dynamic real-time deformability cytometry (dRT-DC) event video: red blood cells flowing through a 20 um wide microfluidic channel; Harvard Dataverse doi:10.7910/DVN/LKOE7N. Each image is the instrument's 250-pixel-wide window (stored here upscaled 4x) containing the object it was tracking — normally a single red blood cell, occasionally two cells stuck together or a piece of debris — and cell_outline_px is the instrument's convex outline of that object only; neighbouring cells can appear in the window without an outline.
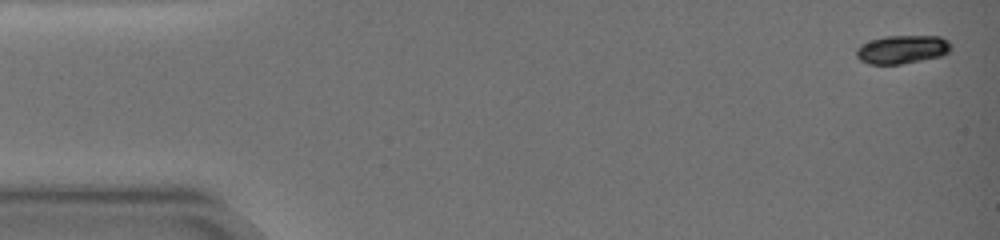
{"species": "common noctule bat (a hibernating species)", "species_latin": "Nyctalus noctula", "temperature_condition": "warm", "stored_images_in_passage": 8, "camera_frame_rate_fps": 3000, "um_per_image_px": 0.085, "animal": {"sex": "female", "body_mass_g": 19.0, "forearm_length_mm": 51.5}, "frame": {"image": 1, "passage_image": 1, "time_ms": 0.0, "image_size_px": [1000, 240], "cell_outline_px": [[952, 48], [948, 52], [940, 56], [900, 64], [868, 64], [860, 60], [856, 56], [856, 48], [860, 44], [884, 36], [940, 36], [948, 40]], "centroid_in_image_um": [76.66, 4.19], "position_along_channel_um": 8.3, "area_um2": 15.66}}
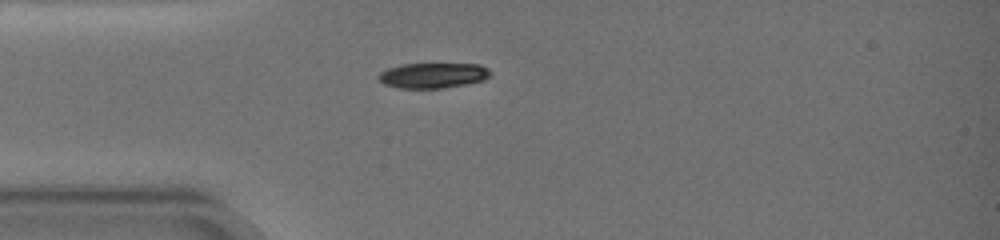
{"frame": {"image": 2, "passage_image": 6, "time_ms": 5.0, "image_size_px": [1000, 240], "cell_outline_px": [[492, 72], [484, 80], [444, 88], [400, 88], [384, 84], [376, 80], [376, 76], [380, 72], [388, 68], [400, 64], [480, 64], [488, 68]], "centroid_in_image_um": [36.76, 6.41], "position_along_channel_um": 48.2, "area_um2": 16.59}}